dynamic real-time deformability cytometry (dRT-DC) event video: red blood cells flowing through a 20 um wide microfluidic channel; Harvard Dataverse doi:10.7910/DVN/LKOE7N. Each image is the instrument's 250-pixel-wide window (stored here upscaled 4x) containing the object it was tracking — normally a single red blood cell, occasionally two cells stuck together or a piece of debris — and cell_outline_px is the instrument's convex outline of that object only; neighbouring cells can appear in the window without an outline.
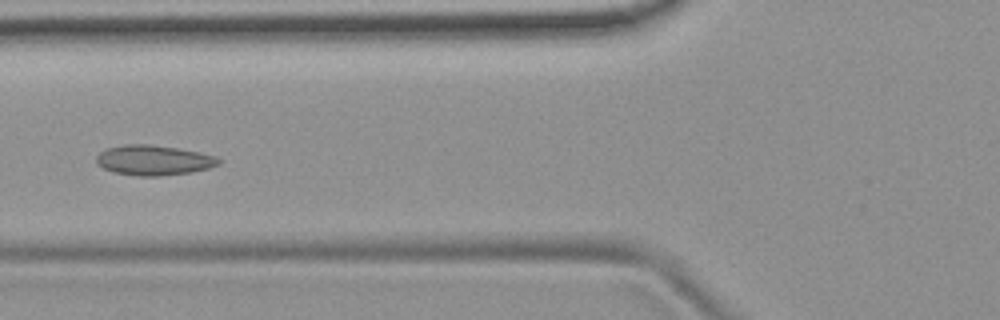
{"species": "common noctule bat (a hibernating species)", "species_latin": "Nyctalus noctula", "temperature_condition": "room temperature", "stored_images_in_passage": 6, "camera_frame_rate_fps": 3000, "um_per_image_px": 0.085, "animal": {"sex": "female", "body_mass_g": 19.9}, "frame": {"image": 1, "passage_image": 6, "time_ms": 6.0, "image_size_px": [1000, 320], "cell_outline_px": [[224, 160], [220, 164], [208, 168], [192, 172], [160, 176], [140, 176], [112, 172], [96, 164], [96, 156], [100, 152], [108, 148], [124, 144], [148, 144], [176, 148], [216, 156]], "centroid_in_image_um": [13.06, 13.62], "position_along_channel_um": 112.7, "area_um2": 21.44}}